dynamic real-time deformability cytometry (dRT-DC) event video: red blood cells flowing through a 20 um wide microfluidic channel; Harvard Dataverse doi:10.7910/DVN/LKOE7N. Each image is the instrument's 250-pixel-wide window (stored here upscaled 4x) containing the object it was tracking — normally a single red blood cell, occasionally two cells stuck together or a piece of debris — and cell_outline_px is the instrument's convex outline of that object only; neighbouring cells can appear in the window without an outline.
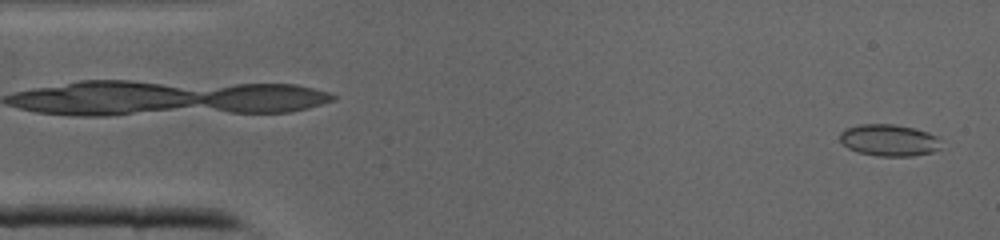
{"species": "common noctule bat (a hibernating species)", "species_latin": "Nyctalus noctula", "temperature_condition": "cold", "stored_images_in_passage": 41, "camera_frame_rate_fps": 3000, "um_per_image_px": 0.085, "animal": {"sex": "male", "body_mass_g": 19.0, "forearm_length_mm": 50.8}, "frame": {"image": 1, "passage_image": 2, "time_ms": 0.333, "image_size_px": [1000, 240], "cell_outline_px": [[940, 148], [932, 152], [912, 156], [880, 156], [860, 152], [848, 148], [840, 140], [840, 132], [848, 128], [860, 124], [892, 124], [912, 128], [928, 132], [936, 136], [940, 140]], "centroid_in_image_um": [75.58, 11.92], "position_along_channel_um": 9.4, "area_um2": 18.5}}
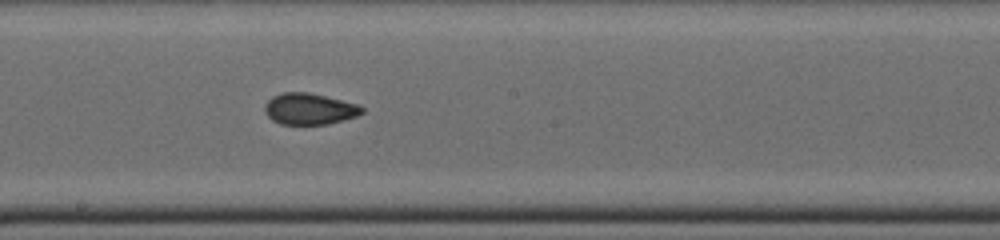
{"frame": {"image": 2, "passage_image": 22, "time_ms": 7.0, "image_size_px": [1000, 240], "cell_outline_px": [[364, 112], [356, 116], [328, 124], [280, 124], [272, 120], [268, 116], [264, 108], [268, 100], [272, 96], [284, 92], [308, 92], [356, 104], [364, 108]], "centroid_in_image_um": [26.28, 9.26], "position_along_channel_um": 221.9, "area_um2": 17.51}}
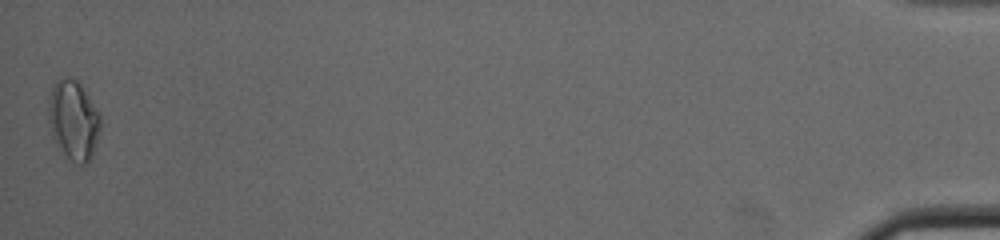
{"frame": {"image": 3, "passage_image": 41, "time_ms": 13.333, "image_size_px": [1000, 240], "cell_outline_px": [[100, 132], [88, 164], [80, 164], [72, 160], [64, 152], [52, 136], [48, 120], [48, 108], [52, 84], [56, 80], [80, 80], [100, 112]], "centroid_in_image_um": [6.27, 10.18], "position_along_channel_um": 428.9, "area_um2": 23.99}}